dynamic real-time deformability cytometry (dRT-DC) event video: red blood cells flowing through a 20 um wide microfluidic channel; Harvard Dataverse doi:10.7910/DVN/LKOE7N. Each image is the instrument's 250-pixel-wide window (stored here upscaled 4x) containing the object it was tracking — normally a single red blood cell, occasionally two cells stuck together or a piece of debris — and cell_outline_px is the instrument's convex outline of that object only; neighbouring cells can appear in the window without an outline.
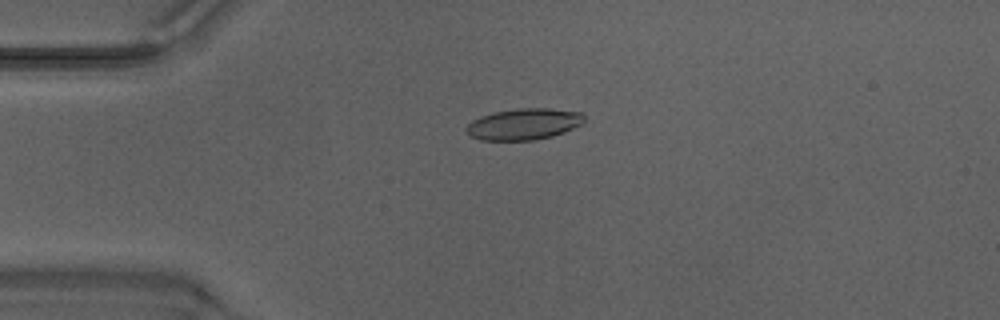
{"species": "Egyptian fruit bat (a non-hibernating species)", "species_latin": "Rousettus aegyptiacus", "temperature_condition": "warm", "stored_images_in_passage": 12, "camera_frame_rate_fps": 3000, "um_per_image_px": 0.085, "animal": {"sex": "male"}, "frame": {"image": 1, "passage_image": 1, "time_ms": 0.0, "image_size_px": [1000, 320], "cell_outline_px": [[584, 124], [564, 132], [552, 136], [532, 140], [480, 140], [464, 132], [464, 128], [472, 120], [480, 116], [492, 112], [516, 108], [548, 108], [584, 112]], "centroid_in_image_um": [44.52, 10.54], "position_along_channel_um": 40.5, "area_um2": 21.85}}
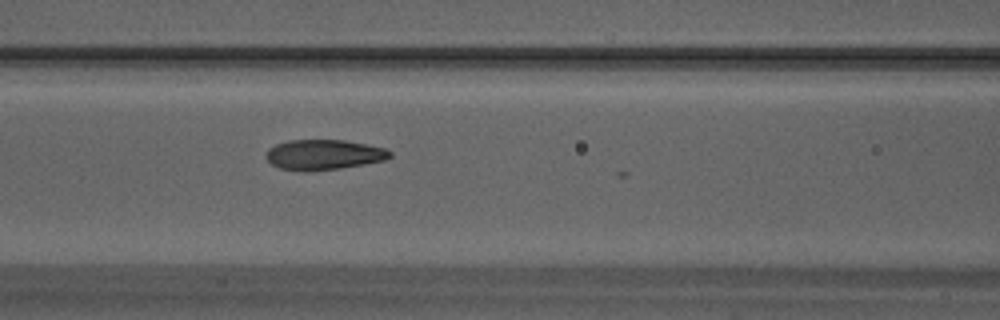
{"frame": {"image": 2, "passage_image": 10, "time_ms": 3.0, "image_size_px": [1000, 320], "cell_outline_px": [[392, 156], [384, 160], [364, 164], [340, 168], [308, 172], [300, 172], [280, 168], [272, 164], [264, 156], [268, 148], [276, 144], [288, 140], [344, 140], [384, 148], [392, 152]], "centroid_in_image_um": [27.47, 13.16], "position_along_channel_um": 139.1, "area_um2": 21.91}}